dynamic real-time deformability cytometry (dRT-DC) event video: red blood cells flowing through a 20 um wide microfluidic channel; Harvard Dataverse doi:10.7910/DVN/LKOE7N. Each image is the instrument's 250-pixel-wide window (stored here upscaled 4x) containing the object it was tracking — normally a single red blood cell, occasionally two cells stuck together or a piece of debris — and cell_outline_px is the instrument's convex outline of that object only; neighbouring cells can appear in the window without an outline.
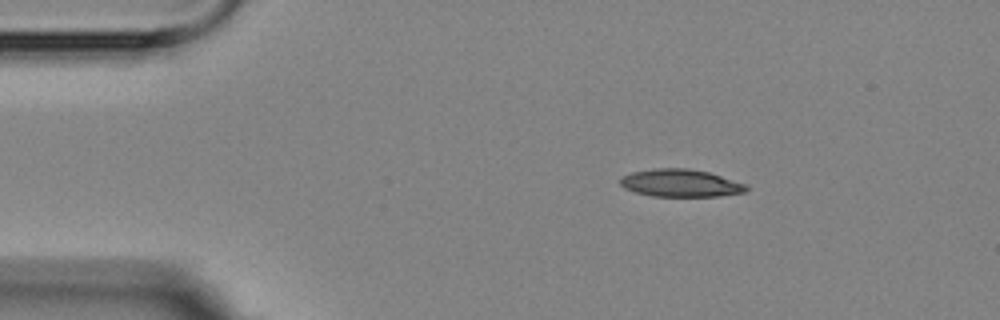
{"species": "Egyptian fruit bat (a non-hibernating species)", "species_latin": "Rousettus aegyptiacus", "temperature_condition": "room temperature", "stored_images_in_passage": 3, "camera_frame_rate_fps": 3000, "um_per_image_px": 0.085, "animal": {"sex": "female"}, "frame": {"image": 1, "passage_image": 1, "time_ms": 0.0, "image_size_px": [1000, 320], "cell_outline_px": [[748, 188], [744, 192], [720, 196], [652, 196], [636, 192], [624, 188], [620, 184], [620, 176], [632, 172], [656, 168], [688, 168], [708, 172], [744, 184]], "centroid_in_image_um": [57.79, 15.56], "position_along_channel_um": 27.2, "area_um2": 20.06}}